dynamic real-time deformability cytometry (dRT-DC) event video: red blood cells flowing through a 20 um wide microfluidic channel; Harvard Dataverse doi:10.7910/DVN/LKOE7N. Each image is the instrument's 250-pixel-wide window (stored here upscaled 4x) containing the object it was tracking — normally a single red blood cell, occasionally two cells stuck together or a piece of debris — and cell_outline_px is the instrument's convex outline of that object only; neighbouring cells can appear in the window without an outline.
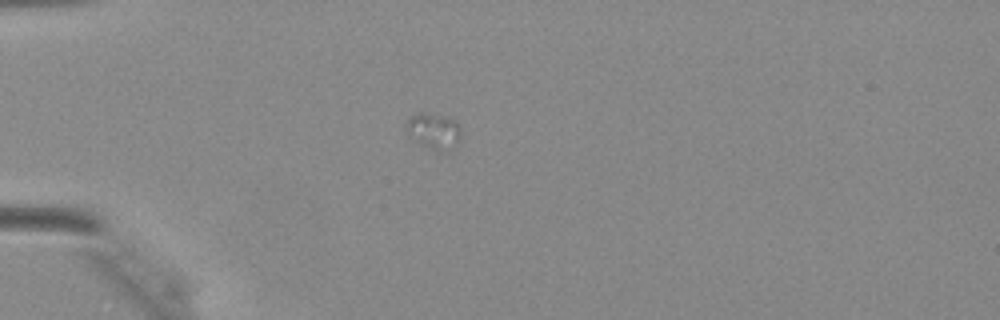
{"species": "Egyptian fruit bat (a non-hibernating species)", "species_latin": "Rousettus aegyptiacus", "temperature_condition": "warm", "stored_images_in_passage": 11, "camera_frame_rate_fps": 3000, "um_per_image_px": 0.085, "animal": {"sex": "female"}, "frame": {"image": 1, "passage_image": 5, "time_ms": 1.333, "image_size_px": [1000, 320], "cell_outline_px": [[460, 136], [444, 152], [420, 144], [412, 140], [408, 136], [408, 120], [412, 116], [420, 112], [424, 112], [444, 116], [456, 120], [460, 124]], "centroid_in_image_um": [36.85, 11.1], "position_along_channel_um": 48.1, "area_um2": 11.04}}